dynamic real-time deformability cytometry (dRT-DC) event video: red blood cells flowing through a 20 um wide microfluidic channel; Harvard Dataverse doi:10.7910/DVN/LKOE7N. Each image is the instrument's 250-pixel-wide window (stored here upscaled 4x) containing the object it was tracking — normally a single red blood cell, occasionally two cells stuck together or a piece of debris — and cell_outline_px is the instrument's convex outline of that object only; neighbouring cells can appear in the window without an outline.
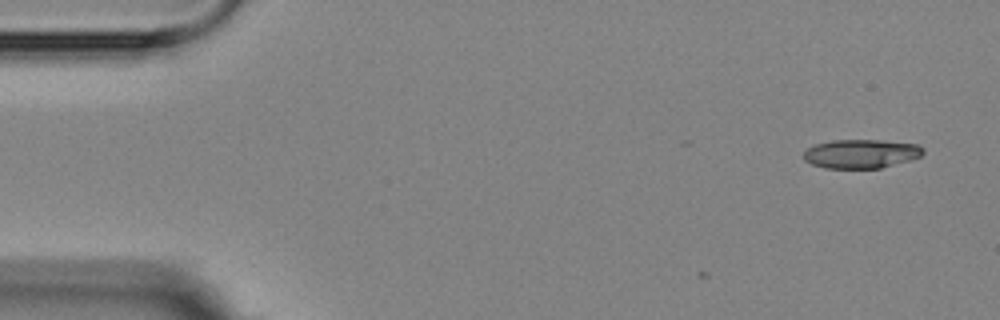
{"species": "Egyptian fruit bat (a non-hibernating species)", "species_latin": "Rousettus aegyptiacus", "temperature_condition": "room temperature", "stored_images_in_passage": 2, "camera_frame_rate_fps": 3000, "um_per_image_px": 0.085, "animal": {"sex": "female"}, "frame": {"image": 1, "passage_image": 2, "time_ms": 1.333, "image_size_px": [1000, 320], "cell_outline_px": [[924, 152], [920, 156], [908, 160], [880, 168], [824, 168], [812, 164], [804, 160], [804, 152], [808, 148], [816, 144], [832, 140], [880, 140], [920, 144], [924, 148]], "centroid_in_image_um": [73.2, 13.06], "position_along_channel_um": 11.8, "area_um2": 20.06}}